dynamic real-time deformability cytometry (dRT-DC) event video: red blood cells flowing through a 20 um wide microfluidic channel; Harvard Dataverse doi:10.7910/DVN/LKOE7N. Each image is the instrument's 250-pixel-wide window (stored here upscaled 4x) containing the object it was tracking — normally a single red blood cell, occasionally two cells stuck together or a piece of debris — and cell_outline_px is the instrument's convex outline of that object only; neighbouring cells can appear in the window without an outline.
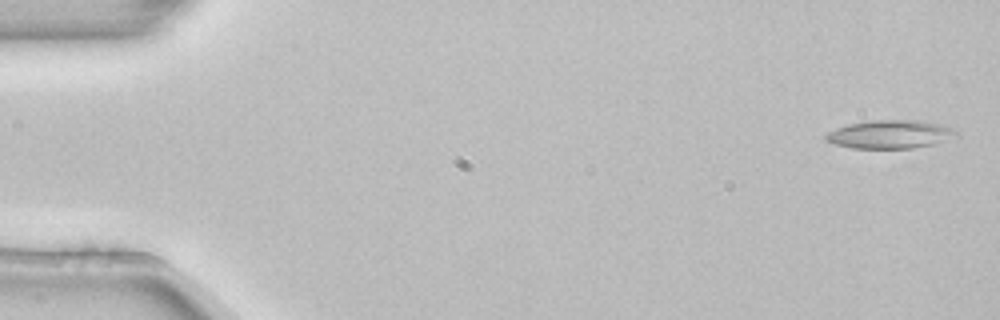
{"species": "common noctule bat (a hibernating species)", "species_latin": "Nyctalus noctula", "temperature_condition": "room temperature", "stored_images_in_passage": 3, "camera_frame_rate_fps": 3000, "um_per_image_px": 0.085, "animal": {"sex": "female", "body_mass_g": 22.7, "forearm_length_mm": 54.2}, "frame": {"image": 1, "passage_image": 1, "time_ms": 0.0, "image_size_px": [1000, 320], "cell_outline_px": [[960, 132], [956, 136], [932, 144], [912, 148], [852, 148], [832, 144], [824, 140], [824, 136], [828, 132], [836, 128], [848, 124], [872, 120], [920, 120], [940, 124], [956, 128]], "centroid_in_image_um": [75.65, 11.41], "position_along_channel_um": 9.4, "area_um2": 21.68}}
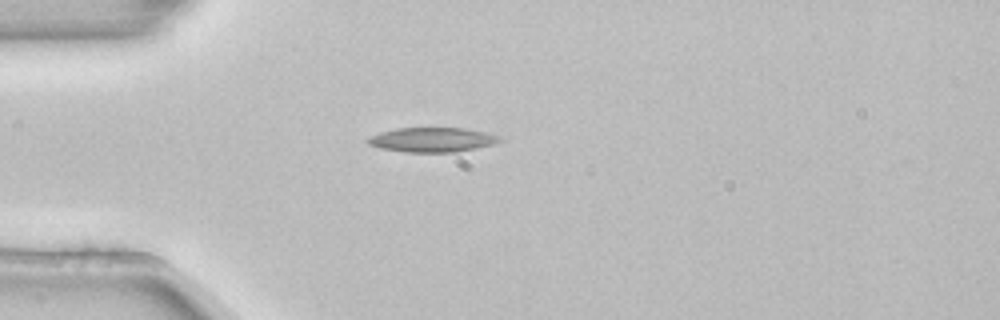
{"frame": {"image": 2, "passage_image": 3, "time_ms": 0.667, "image_size_px": [1000, 320], "cell_outline_px": [[504, 140], [496, 144], [456, 152], [404, 152], [380, 148], [368, 144], [364, 140], [368, 136], [380, 132], [396, 128], [464, 128], [488, 132], [500, 136]], "centroid_in_image_um": [36.75, 11.87], "position_along_channel_um": 48.3, "area_um2": 19.19}}